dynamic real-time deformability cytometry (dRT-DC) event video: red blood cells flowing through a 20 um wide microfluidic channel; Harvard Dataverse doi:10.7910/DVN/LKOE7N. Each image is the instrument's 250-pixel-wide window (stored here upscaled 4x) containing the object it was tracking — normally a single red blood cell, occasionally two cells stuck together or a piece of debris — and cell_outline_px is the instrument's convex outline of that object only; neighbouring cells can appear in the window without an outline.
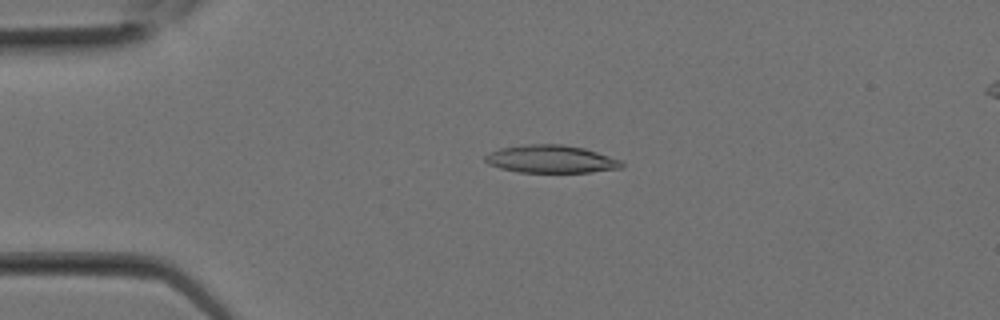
{"species": "Egyptian fruit bat (a non-hibernating species)", "species_latin": "Rousettus aegyptiacus", "temperature_condition": "room temperature", "stored_images_in_passage": 10, "camera_frame_rate_fps": 3000, "um_per_image_px": 0.085, "animal": {"sex": "female"}, "frame": {"image": 1, "passage_image": 5, "time_ms": 1.333, "image_size_px": [1000, 320], "cell_outline_px": [[624, 168], [592, 172], [520, 172], [500, 168], [488, 164], [484, 160], [484, 156], [488, 152], [500, 148], [524, 144], [564, 144], [584, 148], [620, 160], [624, 164]], "centroid_in_image_um": [46.82, 13.52], "position_along_channel_um": 38.2, "area_um2": 22.2}}
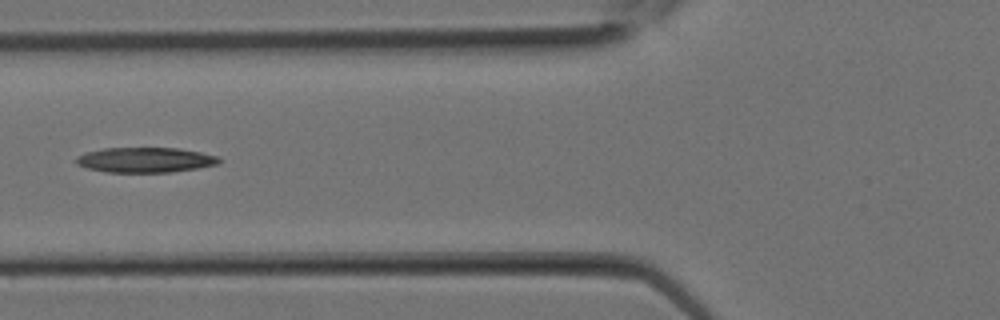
{"frame": {"image": 2, "passage_image": 9, "time_ms": 2.667, "image_size_px": [1000, 320], "cell_outline_px": [[220, 164], [172, 172], [108, 172], [88, 168], [76, 164], [76, 156], [84, 152], [104, 148], [180, 148], [200, 152], [216, 156], [220, 160]], "centroid_in_image_um": [12.32, 13.59], "position_along_channel_um": 113.5, "area_um2": 20.87}}